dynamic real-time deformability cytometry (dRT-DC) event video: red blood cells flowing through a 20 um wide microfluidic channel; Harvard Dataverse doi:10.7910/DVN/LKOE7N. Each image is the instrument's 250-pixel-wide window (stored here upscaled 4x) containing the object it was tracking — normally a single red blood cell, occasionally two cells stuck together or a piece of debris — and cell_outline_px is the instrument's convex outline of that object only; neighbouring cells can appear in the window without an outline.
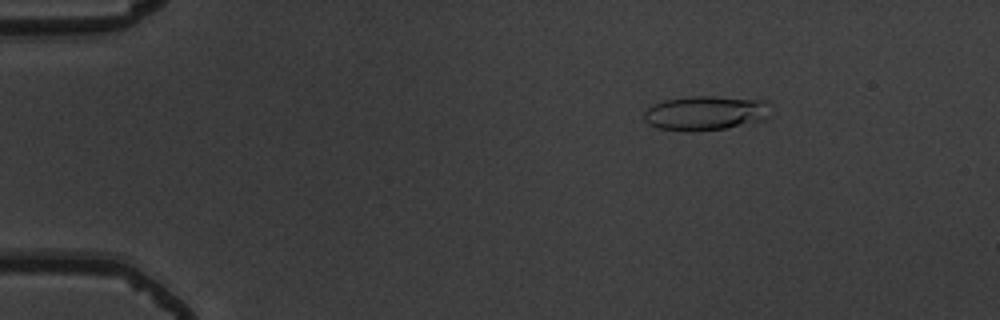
{"species": "common noctule bat (a hibernating species)", "species_latin": "Nyctalus noctula", "temperature_condition": "warm", "stored_images_in_passage": 55, "camera_frame_rate_fps": 3000, "um_per_image_px": 0.085, "animal": {"sex": "male", "body_mass_g": 19.5, "forearm_length_mm": 54.6}, "frame": {"image": 1, "passage_image": 9, "time_ms": 2.667, "image_size_px": [1000, 320], "cell_outline_px": [[772, 104], [768, 116], [764, 120], [724, 128], [692, 132], [688, 132], [660, 128], [648, 124], [644, 120], [644, 112], [652, 104], [664, 100], [692, 96], [712, 96], [768, 100]], "centroid_in_image_um": [59.99, 9.6], "position_along_channel_um": 25.0, "area_um2": 25.66}}
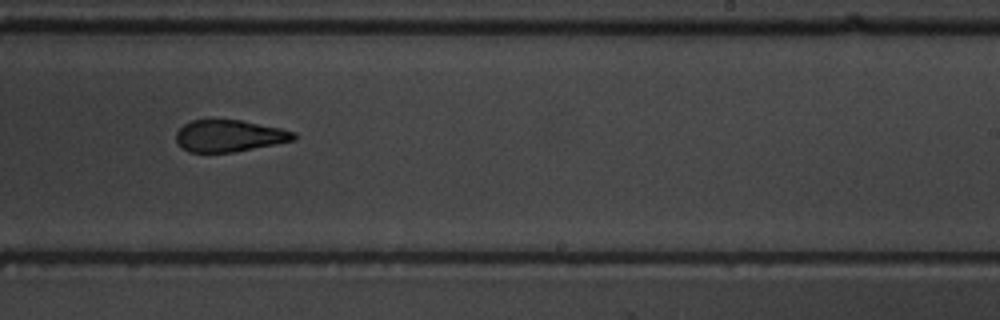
{"frame": {"image": 2, "passage_image": 35, "time_ms": 11.333, "image_size_px": [1000, 320], "cell_outline_px": [[296, 140], [276, 144], [232, 152], [188, 152], [176, 140], [176, 132], [184, 124], [192, 120], [240, 120], [280, 128], [296, 132]], "centroid_in_image_um": [19.51, 11.54], "position_along_channel_um": 269.5, "area_um2": 21.62}}
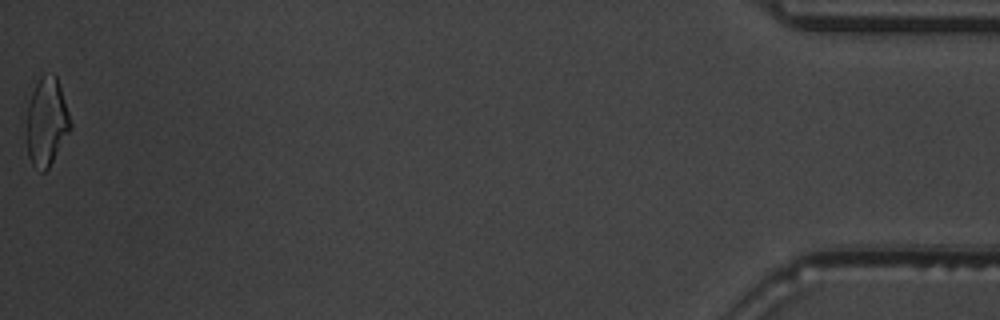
{"frame": {"image": 3, "passage_image": 55, "time_ms": 18.0, "image_size_px": [1000, 320], "cell_outline_px": [[72, 128], [48, 168], [44, 172], [40, 172], [32, 164], [28, 156], [28, 104], [32, 92], [40, 76], [52, 72], [56, 76], [72, 124]], "centroid_in_image_um": [3.98, 10.36], "position_along_channel_um": 431.2, "area_um2": 22.08}, "authors_computed_cell_mechanics": {"area_um2": 23.2934, "velocity_mm_per_s": 3.7815, "shape_relaxation_time_tau1_ms": 9.5054, "shape_relaxation_time_tau2_ms": 2.466, "deformation_change_tau1": 0.2402, "deformation_change_tau2": 0.1097}}